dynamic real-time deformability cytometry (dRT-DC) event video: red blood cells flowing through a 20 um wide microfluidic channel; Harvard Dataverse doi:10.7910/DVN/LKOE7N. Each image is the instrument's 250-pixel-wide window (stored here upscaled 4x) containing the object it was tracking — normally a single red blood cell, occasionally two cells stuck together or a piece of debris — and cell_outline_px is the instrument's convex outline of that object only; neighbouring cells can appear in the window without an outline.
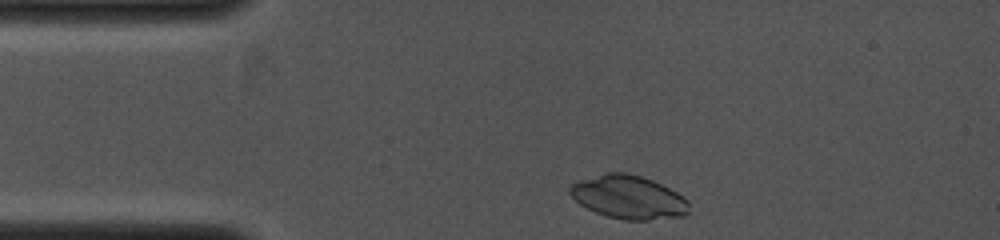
{"species": "common noctule bat (a hibernating species)", "species_latin": "Nyctalus noctula", "temperature_condition": "cold", "stored_images_in_passage": 5, "camera_frame_rate_fps": 4000, "um_per_image_px": 0.085, "animal": {"sex": "female", "body_mass_g": 19.0, "forearm_length_mm": 53.3}, "frame": {"image": 1, "passage_image": 1, "time_ms": 0.0, "image_size_px": [1000, 240], "cell_outline_px": [[688, 212], [684, 216], [648, 220], [624, 220], [608, 216], [596, 212], [580, 204], [568, 192], [568, 188], [572, 184], [580, 180], [608, 172], [628, 172], [652, 180], [676, 192], [688, 200]], "centroid_in_image_um": [53.42, 16.76], "position_along_channel_um": 31.6, "area_um2": 29.88}}